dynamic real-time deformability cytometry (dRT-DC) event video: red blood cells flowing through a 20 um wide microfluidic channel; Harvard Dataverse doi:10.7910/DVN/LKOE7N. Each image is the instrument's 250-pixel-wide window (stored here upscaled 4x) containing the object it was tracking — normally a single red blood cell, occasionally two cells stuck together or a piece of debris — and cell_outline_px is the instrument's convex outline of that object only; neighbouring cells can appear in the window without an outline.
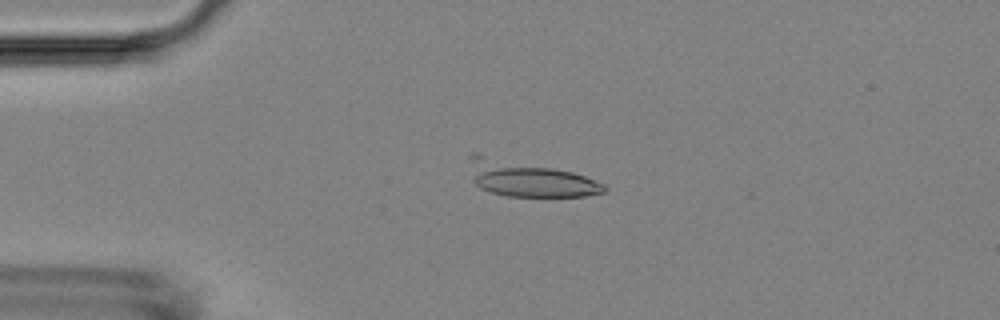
{"species": "Egyptian fruit bat (a non-hibernating species)", "species_latin": "Rousettus aegyptiacus", "temperature_condition": "room temperature", "stored_images_in_passage": 17, "camera_frame_rate_fps": 3000, "um_per_image_px": 0.085, "animal": {"sex": "female"}, "frame": {"image": 1, "passage_image": 10, "time_ms": 3.0, "image_size_px": [1000, 320], "cell_outline_px": [[608, 188], [604, 192], [584, 196], [504, 196], [480, 188], [476, 184], [468, 156], [472, 152], [476, 152], [572, 172], [584, 176], [604, 184]], "centroid_in_image_um": [44.93, 15.18], "position_along_channel_um": 40.1, "area_um2": 27.63}}